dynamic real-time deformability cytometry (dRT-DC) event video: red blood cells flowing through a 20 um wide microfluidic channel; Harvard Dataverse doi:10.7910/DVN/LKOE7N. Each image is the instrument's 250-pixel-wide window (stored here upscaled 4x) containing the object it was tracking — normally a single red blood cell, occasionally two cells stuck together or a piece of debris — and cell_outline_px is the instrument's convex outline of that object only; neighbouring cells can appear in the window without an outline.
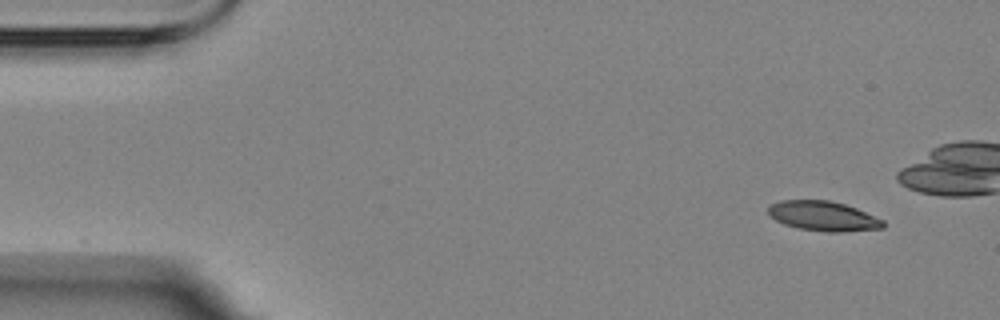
{"species": "Egyptian fruit bat (a non-hibernating species)", "species_latin": "Rousettus aegyptiacus", "temperature_condition": "room temperature", "stored_images_in_passage": 10, "camera_frame_rate_fps": 3000, "um_per_image_px": 0.085, "animal": {"sex": "female"}, "frame": {"image": 1, "passage_image": 1, "time_ms": 0.0, "image_size_px": [1000, 320], "cell_outline_px": [[884, 228], [844, 232], [824, 232], [800, 228], [784, 224], [776, 220], [768, 212], [768, 208], [772, 204], [780, 200], [828, 200], [844, 204], [856, 208], [884, 220]], "centroid_in_image_um": [70.0, 18.37], "position_along_channel_um": 15.0, "area_um2": 19.83}}
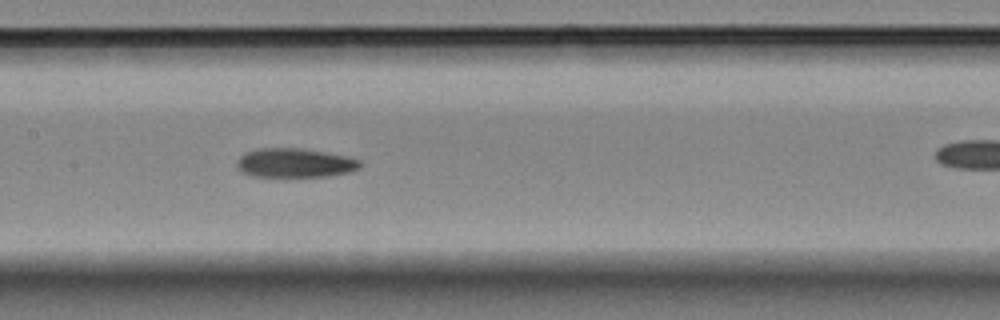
{"frame": {"image": 2, "passage_image": 7, "time_ms": 7.667, "image_size_px": [1000, 320], "cell_outline_px": [[360, 168], [348, 172], [328, 176], [252, 176], [236, 168], [236, 160], [244, 152], [260, 148], [300, 148], [348, 156], [360, 160]], "centroid_in_image_um": [25.03, 13.84], "position_along_channel_um": 182.4, "area_um2": 20.87}}
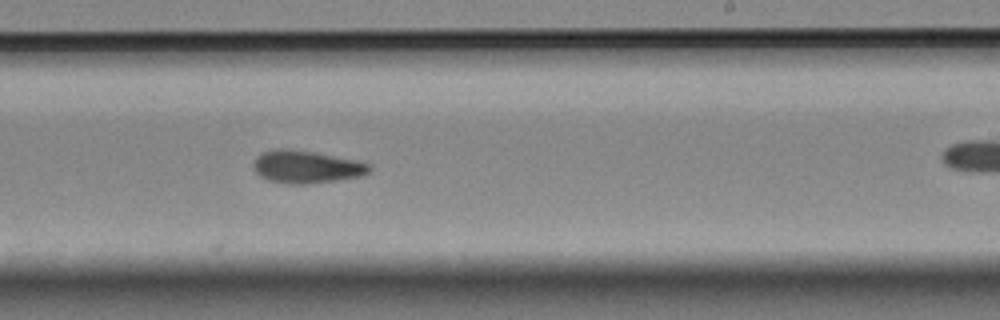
{"frame": {"image": 3, "passage_image": 9, "time_ms": 10.0, "image_size_px": [1000, 320], "cell_outline_px": [[372, 168], [368, 172], [360, 176], [336, 180], [308, 184], [288, 184], [268, 180], [260, 176], [252, 168], [252, 164], [256, 156], [260, 152], [276, 148], [288, 148], [312, 152], [372, 164]], "centroid_in_image_um": [25.96, 14.18], "position_along_channel_um": 263.0, "area_um2": 22.02}}